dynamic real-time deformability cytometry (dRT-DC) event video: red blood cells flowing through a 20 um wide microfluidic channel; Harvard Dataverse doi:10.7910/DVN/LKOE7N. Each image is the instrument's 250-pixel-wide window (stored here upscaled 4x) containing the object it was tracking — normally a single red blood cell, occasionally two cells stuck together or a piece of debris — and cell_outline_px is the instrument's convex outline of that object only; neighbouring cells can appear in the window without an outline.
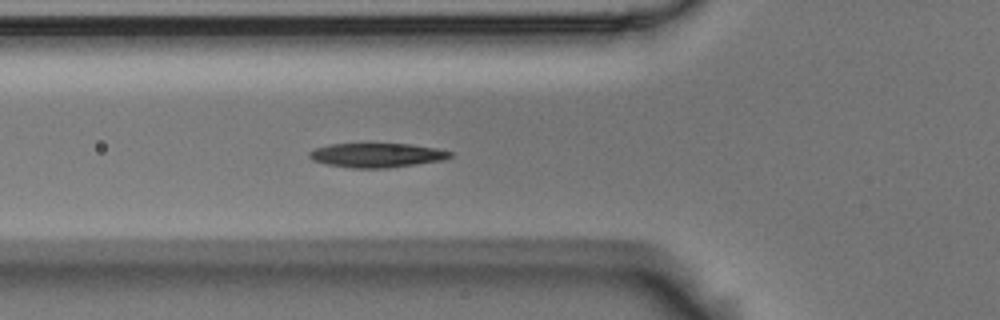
{"species": "Egyptian fruit bat (a non-hibernating species)", "species_latin": "Rousettus aegyptiacus", "temperature_condition": "room temperature", "stored_images_in_passage": 17, "camera_frame_rate_fps": 3000, "um_per_image_px": 0.085, "animal": {"sex": "male"}, "frame": {"image": 1, "passage_image": 10, "time_ms": 3.0, "image_size_px": [1000, 320], "cell_outline_px": [[452, 156], [444, 160], [388, 168], [352, 168], [328, 164], [312, 160], [308, 156], [308, 152], [316, 148], [328, 144], [412, 144], [436, 148], [452, 152]], "centroid_in_image_um": [32.03, 13.19], "position_along_channel_um": 93.8, "area_um2": 19.88}}